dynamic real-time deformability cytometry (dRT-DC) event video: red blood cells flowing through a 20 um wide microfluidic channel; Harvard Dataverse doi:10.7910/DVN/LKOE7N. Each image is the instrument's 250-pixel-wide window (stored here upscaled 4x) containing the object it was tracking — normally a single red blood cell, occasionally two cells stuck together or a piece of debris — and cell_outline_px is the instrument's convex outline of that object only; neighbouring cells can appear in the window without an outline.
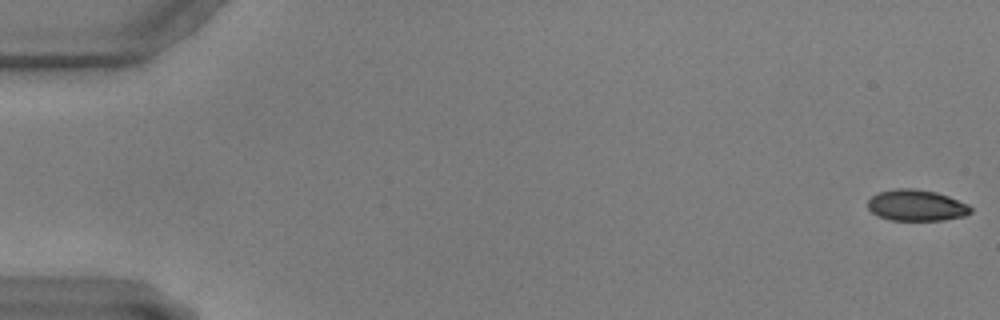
{"species": "common noctule bat (a hibernating species)", "species_latin": "Nyctalus noctula", "temperature_condition": "warm", "stored_images_in_passage": 21, "camera_frame_rate_fps": 3000, "um_per_image_px": 0.085, "animal": {"sex": "male", "body_mass_g": 17.9, "forearm_length_mm": 54.2}, "frame": {"image": 1, "passage_image": 1, "time_ms": 0.0, "image_size_px": [1000, 320], "cell_outline_px": [[972, 212], [964, 216], [944, 220], [892, 220], [880, 216], [872, 212], [868, 208], [868, 200], [872, 196], [880, 192], [896, 188], [912, 188], [936, 192], [948, 196], [968, 204], [972, 208]], "centroid_in_image_um": [77.92, 17.45], "position_along_channel_um": 7.1, "area_um2": 18.61}}
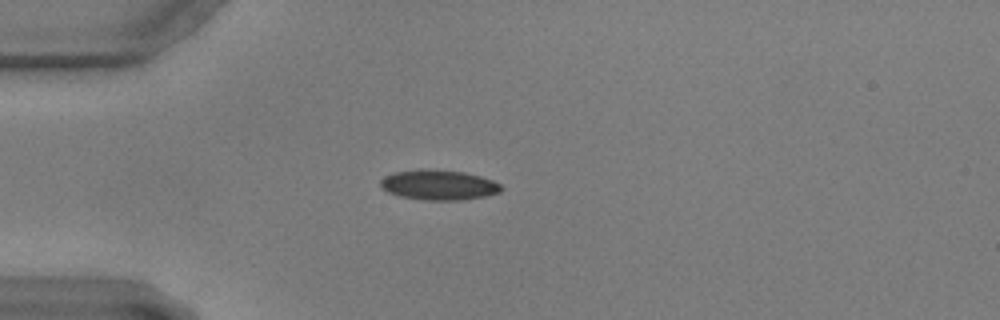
{"frame": {"image": 2, "passage_image": 16, "time_ms": 5.0, "image_size_px": [1000, 320], "cell_outline_px": [[504, 188], [500, 192], [488, 196], [460, 200], [424, 200], [400, 196], [388, 192], [380, 184], [380, 180], [384, 176], [396, 172], [420, 168], [464, 172], [480, 176], [492, 180], [500, 184]], "centroid_in_image_um": [37.31, 15.72], "position_along_channel_um": 47.7, "area_um2": 21.21}}